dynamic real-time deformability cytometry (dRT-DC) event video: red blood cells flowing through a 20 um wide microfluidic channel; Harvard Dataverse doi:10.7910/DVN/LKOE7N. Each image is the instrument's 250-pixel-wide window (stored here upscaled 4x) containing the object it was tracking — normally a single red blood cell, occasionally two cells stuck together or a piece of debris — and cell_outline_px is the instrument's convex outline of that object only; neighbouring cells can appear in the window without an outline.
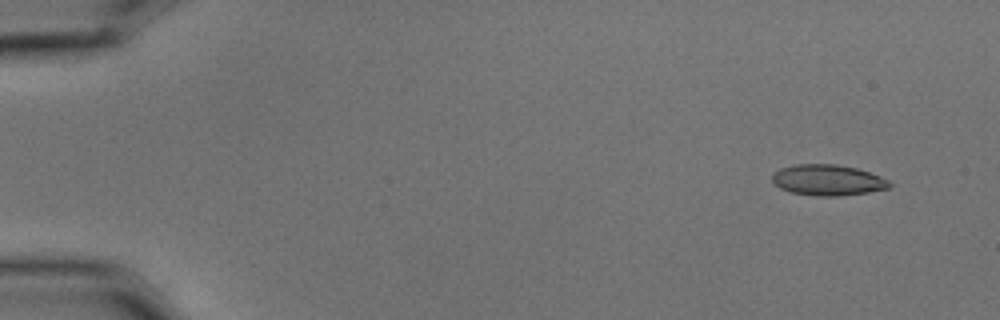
{"species": "common noctule bat (a hibernating species)", "species_latin": "Nyctalus noctula", "temperature_condition": "cold", "stored_images_in_passage": 5, "camera_frame_rate_fps": 3000, "um_per_image_px": 0.085, "animal": {"sex": "male", "body_mass_g": 15.6}, "frame": {"image": 1, "passage_image": 2, "time_ms": 0.333, "image_size_px": [1000, 320], "cell_outline_px": [[892, 188], [868, 192], [840, 196], [816, 196], [792, 192], [780, 188], [772, 180], [772, 176], [780, 168], [796, 164], [836, 164], [856, 168], [880, 176], [888, 180], [892, 184]], "centroid_in_image_um": [70.39, 15.31], "position_along_channel_um": 14.6, "area_um2": 21.04}}
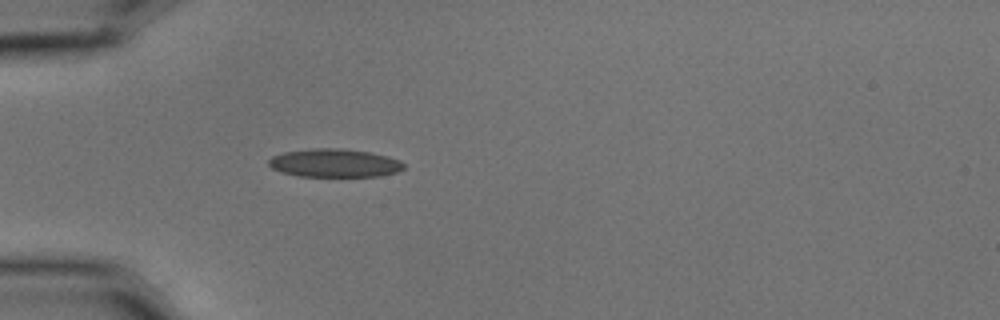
{"frame": {"image": 2, "passage_image": 5, "time_ms": 1.333, "image_size_px": [1000, 320], "cell_outline_px": [[404, 168], [396, 172], [380, 176], [300, 176], [280, 172], [272, 168], [268, 164], [268, 160], [272, 156], [284, 152], [312, 148], [344, 148], [368, 152], [388, 156], [400, 160], [404, 164]], "centroid_in_image_um": [28.42, 13.85], "position_along_channel_um": 56.6, "area_um2": 22.31}}